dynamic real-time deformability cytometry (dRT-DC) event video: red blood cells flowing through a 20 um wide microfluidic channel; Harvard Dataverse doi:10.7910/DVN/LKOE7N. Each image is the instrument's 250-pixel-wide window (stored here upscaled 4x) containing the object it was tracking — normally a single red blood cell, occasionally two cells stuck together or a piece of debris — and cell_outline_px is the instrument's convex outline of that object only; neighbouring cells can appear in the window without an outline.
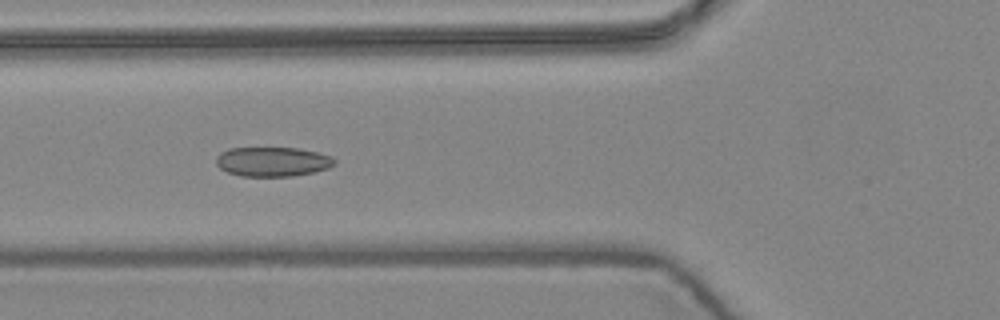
{"species": "common noctule bat (a hibernating species)", "species_latin": "Nyctalus noctula", "temperature_condition": "warm", "stored_images_in_passage": 8, "camera_frame_rate_fps": 3000, "um_per_image_px": 0.085, "animal": {"sex": "female", "body_mass_g": 24.6, "forearm_length_mm": 56.2}, "frame": {"image": 1, "passage_image": 6, "time_ms": 1.667, "image_size_px": [1000, 320], "cell_outline_px": [[336, 164], [328, 168], [312, 172], [292, 176], [240, 176], [228, 172], [220, 168], [216, 164], [216, 156], [220, 152], [228, 148], [296, 148], [316, 152], [332, 156], [336, 160]], "centroid_in_image_um": [23.15, 13.74], "position_along_channel_um": 102.6, "area_um2": 20.35}}
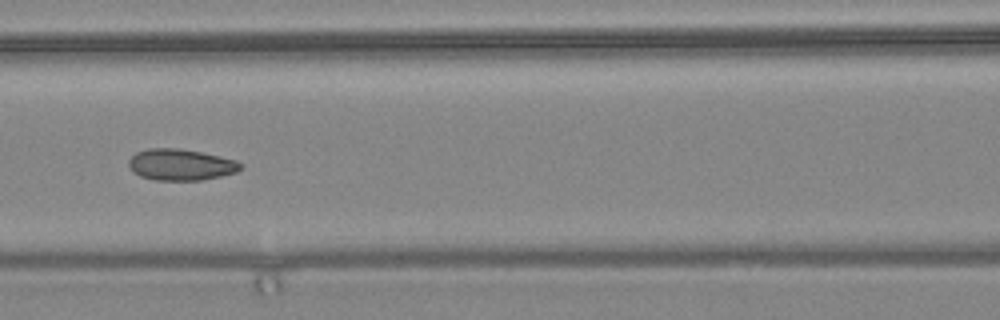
{"frame": {"image": 2, "passage_image": 7, "time_ms": 2.0, "image_size_px": [1000, 320], "cell_outline_px": [[244, 164], [236, 172], [220, 176], [200, 180], [156, 180], [140, 176], [132, 172], [128, 164], [128, 160], [136, 152], [148, 148], [180, 148], [220, 156], [236, 160]], "centroid_in_image_um": [15.34, 13.99], "position_along_channel_um": 151.3, "area_um2": 20.46}}
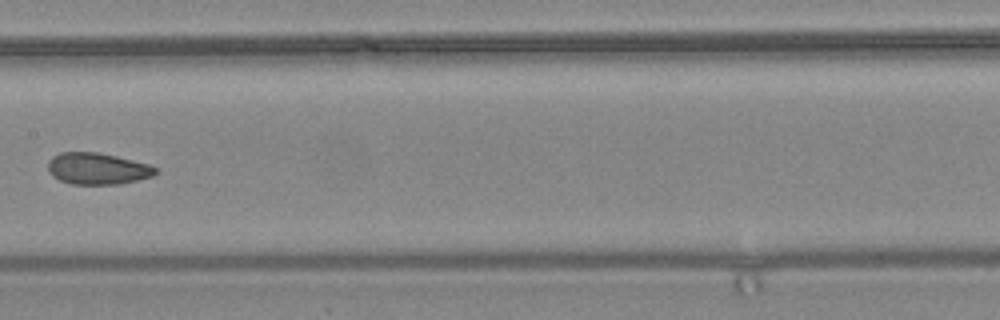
{"frame": {"image": 3, "passage_image": 8, "time_ms": 2.333, "image_size_px": [1000, 320], "cell_outline_px": [[156, 172], [152, 176], [120, 184], [72, 184], [60, 180], [52, 176], [48, 172], [48, 160], [52, 156], [60, 152], [96, 152], [116, 156], [148, 164], [156, 168]], "centroid_in_image_um": [8.23, 14.33], "position_along_channel_um": 199.2, "area_um2": 19.71}}